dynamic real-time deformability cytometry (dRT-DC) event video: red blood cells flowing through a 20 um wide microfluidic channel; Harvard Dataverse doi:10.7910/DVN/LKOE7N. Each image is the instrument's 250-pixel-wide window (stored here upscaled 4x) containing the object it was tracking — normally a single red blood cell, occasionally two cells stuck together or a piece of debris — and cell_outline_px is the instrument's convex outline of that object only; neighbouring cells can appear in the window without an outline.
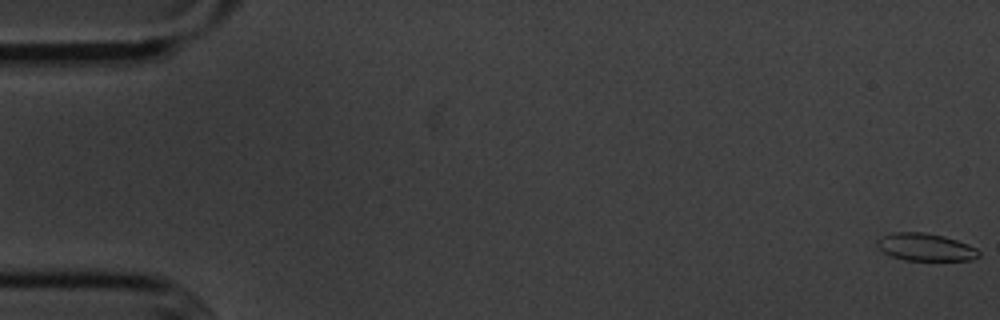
{"species": "common noctule bat (a hibernating species)", "species_latin": "Nyctalus noctula", "temperature_condition": "cold", "stored_images_in_passage": 56, "camera_frame_rate_fps": 3000, "um_per_image_px": 0.085, "animal": {"sex": "male", "body_mass_g": 20.1, "forearm_length_mm": 53.5}, "frame": {"image": 1, "passage_image": 1, "time_ms": 0.0, "image_size_px": [1000, 320], "cell_outline_px": [[980, 256], [972, 260], [904, 260], [892, 256], [884, 252], [876, 244], [876, 240], [880, 236], [892, 232], [924, 232], [944, 236], [968, 244], [976, 248], [980, 252]], "centroid_in_image_um": [78.66, 21.0], "position_along_channel_um": 6.3, "area_um2": 16.36}}
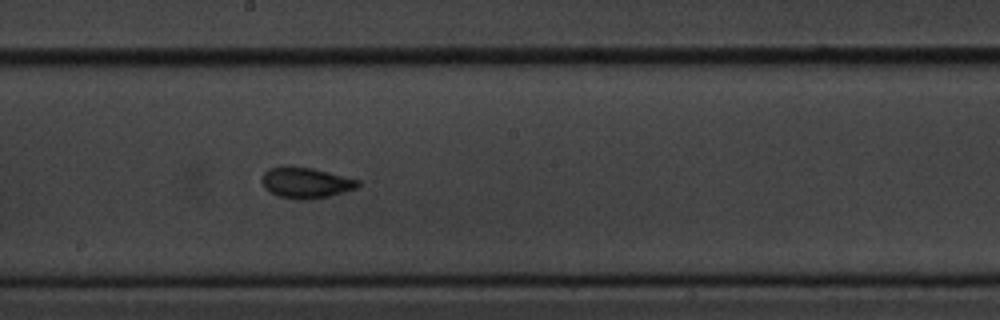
{"frame": {"image": 2, "passage_image": 31, "time_ms": 10.0, "image_size_px": [1000, 320], "cell_outline_px": [[360, 184], [356, 188], [328, 196], [308, 200], [300, 200], [280, 196], [268, 192], [264, 188], [260, 180], [264, 172], [268, 168], [288, 164], [312, 168], [360, 180]], "centroid_in_image_um": [25.92, 15.51], "position_along_channel_um": 222.3, "area_um2": 17.51}}
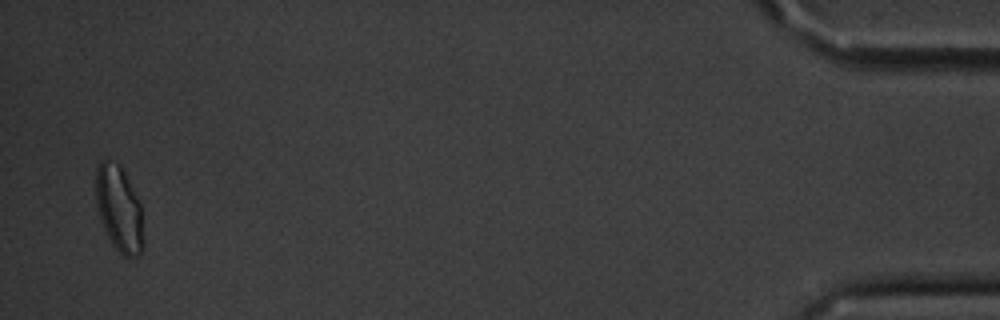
{"frame": {"image": 3, "passage_image": 55, "time_ms": 18.0, "image_size_px": [1000, 320], "cell_outline_px": [[144, 248], [140, 256], [124, 256], [112, 244], [100, 220], [96, 204], [96, 164], [100, 160], [108, 160], [120, 164], [140, 204], [144, 240]], "centroid_in_image_um": [10.12, 17.76], "position_along_channel_um": 425.1, "area_um2": 23.81}, "authors_computed_cell_mechanics": {"area_um2": 16.5308, "velocity_mm_per_s": 3.5924, "shape_relaxation_time_tau1_ms": 4.0888, "shape_relaxation_time_tau2_ms": 1.9901, "deformation_change_tau1": 0.1221, "deformation_change_tau2": 0.0659}}